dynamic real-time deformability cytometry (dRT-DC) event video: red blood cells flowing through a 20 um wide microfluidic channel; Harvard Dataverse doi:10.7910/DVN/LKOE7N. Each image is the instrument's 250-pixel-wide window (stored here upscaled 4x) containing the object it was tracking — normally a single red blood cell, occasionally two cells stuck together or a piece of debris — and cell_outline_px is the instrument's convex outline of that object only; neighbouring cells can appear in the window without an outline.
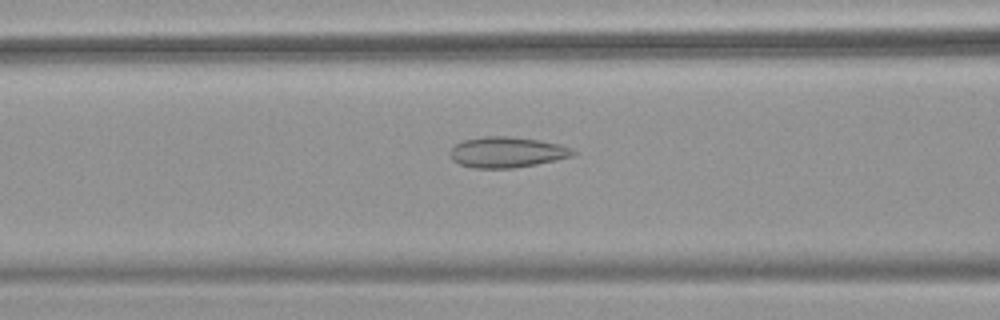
{"species": "common noctule bat (a hibernating species)", "species_latin": "Nyctalus noctula", "temperature_condition": "warm", "stored_images_in_passage": 53, "camera_frame_rate_fps": 3000, "um_per_image_px": 0.085, "animal": {"sex": "female", "body_mass_g": 18.4}, "frame": {"image": 1, "passage_image": 22, "time_ms": 7.0, "image_size_px": [1000, 320], "cell_outline_px": [[576, 152], [572, 156], [556, 160], [536, 164], [512, 168], [472, 168], [460, 164], [452, 160], [452, 148], [456, 144], [464, 140], [484, 136], [508, 136], [540, 140], [560, 144], [572, 148]], "centroid_in_image_um": [43.12, 12.93], "position_along_channel_um": 123.5, "area_um2": 21.85}}
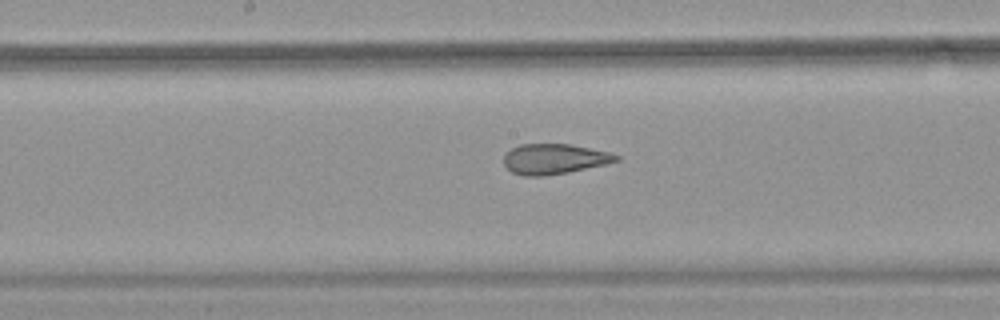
{"frame": {"image": 2, "passage_image": 28, "time_ms": 9.0, "image_size_px": [1000, 320], "cell_outline_px": [[620, 160], [604, 164], [568, 172], [544, 176], [524, 176], [512, 172], [504, 164], [504, 156], [512, 148], [520, 144], [568, 144], [608, 152], [620, 156]], "centroid_in_image_um": [47.09, 13.51], "position_along_channel_um": 201.1, "area_um2": 19.54}}
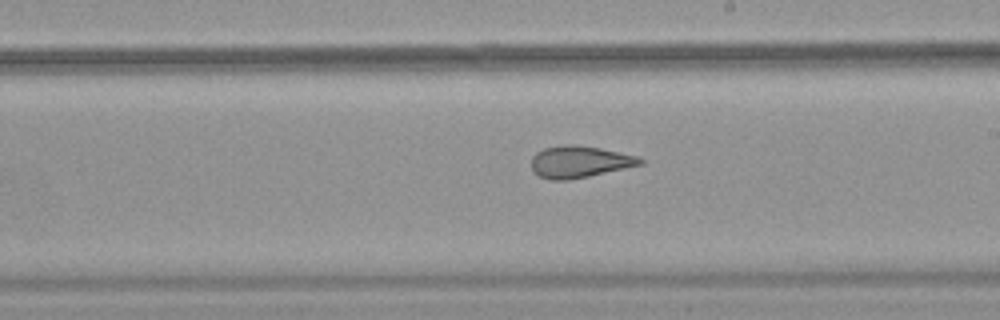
{"frame": {"image": 3, "passage_image": 31, "time_ms": 10.0, "image_size_px": [1000, 320], "cell_outline_px": [[644, 164], [588, 176], [568, 180], [548, 180], [532, 172], [532, 156], [536, 152], [544, 148], [564, 144], [572, 144], [600, 148], [636, 156], [644, 160]], "centroid_in_image_um": [49.22, 13.75], "position_along_channel_um": 239.8, "area_um2": 20.11}, "authors_computed_cell_mechanics": {"area_um2": 24.565, "velocity_mm_per_s": 3.8885, "shape_relaxation_time_tau1_ms": null, "shape_relaxation_time_tau2_ms": 1.2964, "deformation_change_tau1": null, "deformation_change_tau2": 0.0856}}